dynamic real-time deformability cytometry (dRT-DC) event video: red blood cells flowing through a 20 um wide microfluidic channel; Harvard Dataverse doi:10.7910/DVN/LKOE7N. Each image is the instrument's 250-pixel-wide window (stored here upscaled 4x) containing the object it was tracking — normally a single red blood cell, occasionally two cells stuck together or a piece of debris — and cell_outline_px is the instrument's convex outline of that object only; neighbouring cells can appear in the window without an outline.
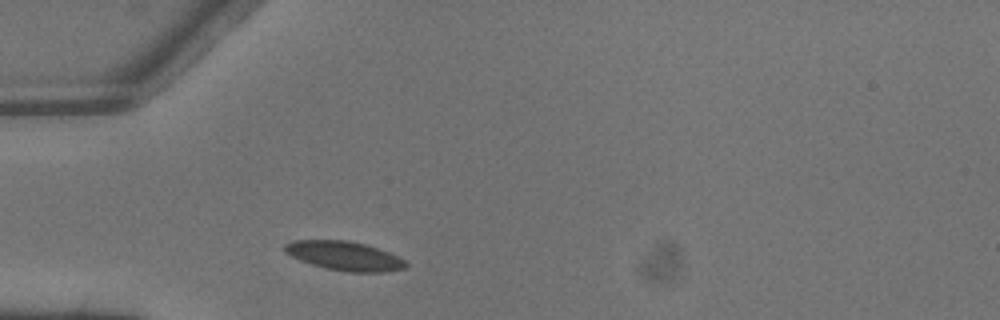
{"species": "common noctule bat (a hibernating species)", "species_latin": "Nyctalus noctula", "temperature_condition": "warm", "stored_images_in_passage": 1, "camera_frame_rate_fps": 3000, "um_per_image_px": 0.085, "animal": {"sex": "male", "body_mass_g": 13.3}, "frame": {"image": 1, "passage_image": 1, "time_ms": 0.0, "image_size_px": [1000, 320], "cell_outline_px": [[408, 268], [384, 272], [348, 272], [324, 268], [300, 260], [284, 252], [284, 244], [292, 240], [348, 240], [364, 244], [388, 252], [404, 260], [408, 264]], "centroid_in_image_um": [29.26, 21.75], "position_along_channel_um": 55.7, "area_um2": 20.52}}